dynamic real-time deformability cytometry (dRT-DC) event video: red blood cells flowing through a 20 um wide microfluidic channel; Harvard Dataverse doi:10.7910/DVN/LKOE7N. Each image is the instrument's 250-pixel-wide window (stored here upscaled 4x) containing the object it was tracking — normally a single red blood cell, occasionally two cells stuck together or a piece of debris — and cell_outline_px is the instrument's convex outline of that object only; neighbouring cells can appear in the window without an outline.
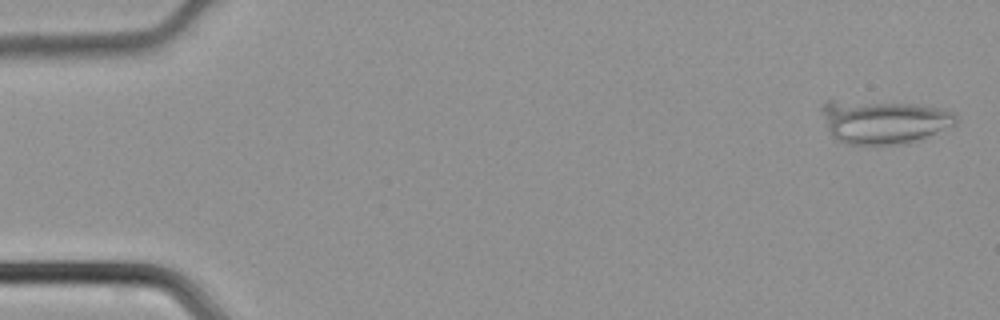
{"species": "common noctule bat (a hibernating species)", "species_latin": "Nyctalus noctula", "temperature_condition": "cold", "stored_images_in_passage": 46, "camera_frame_rate_fps": 3000, "um_per_image_px": 0.085, "animal": {"sex": "male", "body_mass_g": 21.5, "forearm_length_mm": 52.0}, "frame": {"image": 1, "passage_image": 2, "time_ms": 0.333, "image_size_px": [1000, 320], "cell_outline_px": [[960, 120], [956, 124], [908, 144], [848, 144], [840, 140], [828, 128], [820, 108], [820, 104], [828, 100], [832, 100], [912, 104], [936, 108], [956, 112]], "centroid_in_image_um": [75.15, 10.34], "position_along_channel_um": 9.9, "area_um2": 33.7}}
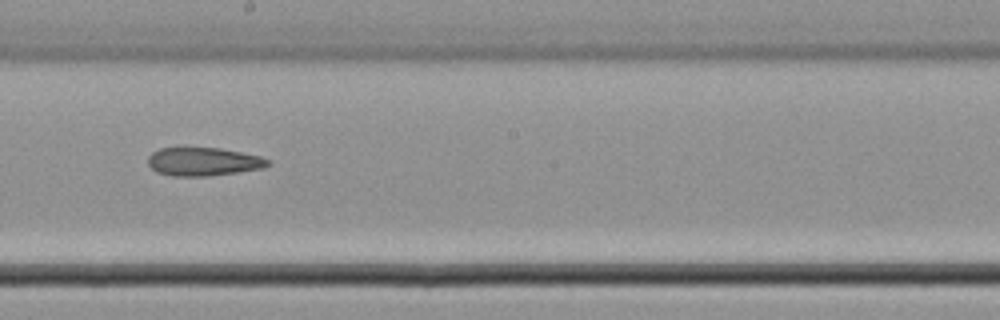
{"frame": {"image": 2, "passage_image": 26, "time_ms": 8.333, "image_size_px": [1000, 320], "cell_outline_px": [[272, 164], [264, 168], [208, 176], [172, 176], [156, 172], [148, 164], [148, 156], [152, 152], [160, 148], [180, 144], [220, 148], [260, 156], [268, 160]], "centroid_in_image_um": [17.22, 13.69], "position_along_channel_um": 231.0, "area_um2": 20.63}}
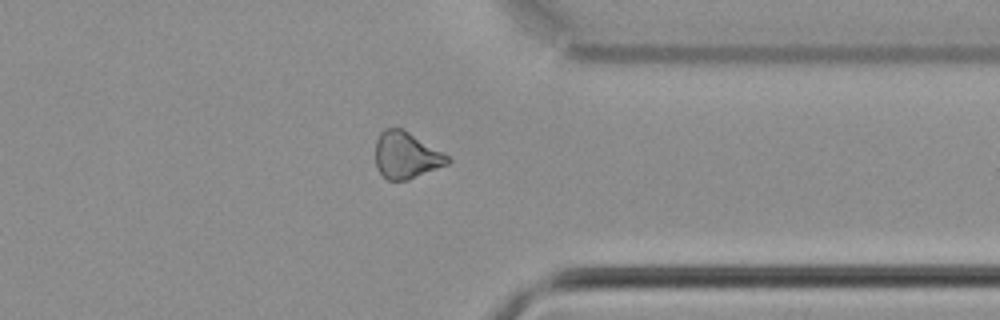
{"frame": {"image": 3, "passage_image": 36, "time_ms": 11.667, "image_size_px": [1000, 320], "cell_outline_px": [[452, 160], [448, 164], [408, 180], [388, 180], [376, 168], [376, 140], [380, 132], [384, 128], [404, 128], [444, 152]], "centroid_in_image_um": [34.54, 13.18], "position_along_channel_um": 376.9, "area_um2": 19.83}}